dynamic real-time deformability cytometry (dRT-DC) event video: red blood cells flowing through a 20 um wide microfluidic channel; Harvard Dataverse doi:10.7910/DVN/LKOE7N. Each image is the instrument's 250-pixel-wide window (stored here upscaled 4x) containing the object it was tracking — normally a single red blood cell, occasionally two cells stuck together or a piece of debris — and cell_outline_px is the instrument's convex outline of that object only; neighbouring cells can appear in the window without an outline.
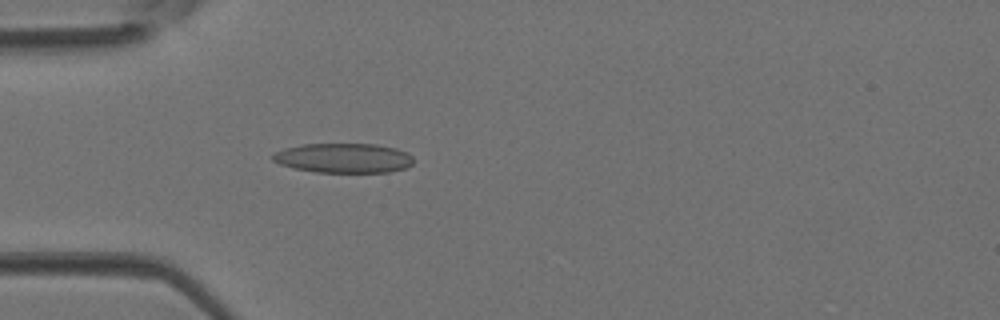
{"species": "Egyptian fruit bat (a non-hibernating species)", "species_latin": "Rousettus aegyptiacus", "temperature_condition": "room temperature", "stored_images_in_passage": 32, "camera_frame_rate_fps": 3000, "um_per_image_px": 0.085, "animal": {"sex": "female"}, "frame": {"image": 1, "passage_image": 2, "time_ms": 0.333, "image_size_px": [1000, 320], "cell_outline_px": [[412, 164], [404, 168], [388, 172], [316, 172], [296, 168], [280, 164], [272, 160], [272, 156], [276, 152], [284, 148], [300, 144], [376, 144], [396, 148], [408, 152], [412, 156]], "centroid_in_image_um": [29.21, 13.42], "position_along_channel_um": 55.8, "area_um2": 24.22}}
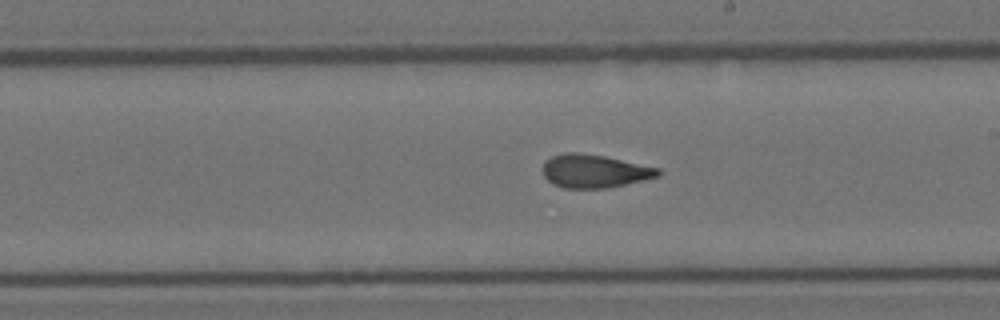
{"frame": {"image": 2, "passage_image": 14, "time_ms": 4.333, "image_size_px": [1000, 320], "cell_outline_px": [[660, 176], [644, 180], [608, 188], [564, 188], [552, 184], [544, 176], [544, 160], [552, 156], [564, 152], [580, 152], [604, 156], [660, 168]], "centroid_in_image_um": [50.52, 14.54], "position_along_channel_um": 238.5, "area_um2": 22.43}}
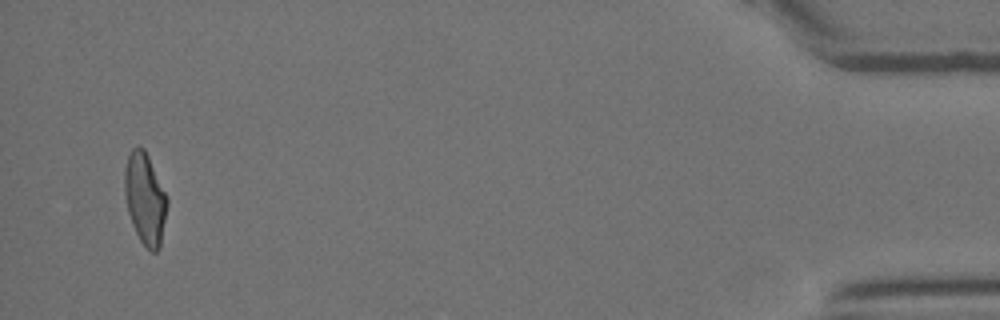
{"frame": {"image": 3, "passage_image": 31, "time_ms": 10.0, "image_size_px": [1000, 320], "cell_outline_px": [[168, 204], [160, 248], [156, 252], [152, 252], [140, 240], [132, 224], [128, 212], [124, 192], [124, 168], [128, 156], [132, 148], [144, 148], [168, 196]], "centroid_in_image_um": [12.34, 16.89], "position_along_channel_um": 422.9, "area_um2": 22.72}}